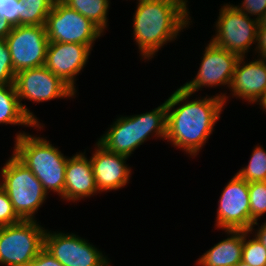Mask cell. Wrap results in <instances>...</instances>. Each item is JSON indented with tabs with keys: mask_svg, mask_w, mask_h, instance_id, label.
Segmentation results:
<instances>
[{
	"mask_svg": "<svg viewBox=\"0 0 266 266\" xmlns=\"http://www.w3.org/2000/svg\"><path fill=\"white\" fill-rule=\"evenodd\" d=\"M191 95L180 87L166 100L165 140H170L175 147L182 148L186 153L195 156L214 131L213 127L220 118L227 97L225 93H221L209 98L186 100ZM176 105L180 106L174 109Z\"/></svg>",
	"mask_w": 266,
	"mask_h": 266,
	"instance_id": "6da1fadb",
	"label": "cell"
},
{
	"mask_svg": "<svg viewBox=\"0 0 266 266\" xmlns=\"http://www.w3.org/2000/svg\"><path fill=\"white\" fill-rule=\"evenodd\" d=\"M186 0H140L133 17V36L144 59H151L189 26ZM187 25V26H186Z\"/></svg>",
	"mask_w": 266,
	"mask_h": 266,
	"instance_id": "7a4b0ae2",
	"label": "cell"
},
{
	"mask_svg": "<svg viewBox=\"0 0 266 266\" xmlns=\"http://www.w3.org/2000/svg\"><path fill=\"white\" fill-rule=\"evenodd\" d=\"M13 155L41 182L44 190L59 193L64 200L67 157L44 138L25 132L16 136Z\"/></svg>",
	"mask_w": 266,
	"mask_h": 266,
	"instance_id": "3957f363",
	"label": "cell"
},
{
	"mask_svg": "<svg viewBox=\"0 0 266 266\" xmlns=\"http://www.w3.org/2000/svg\"><path fill=\"white\" fill-rule=\"evenodd\" d=\"M166 125L165 101L151 112L118 118L98 142L111 152L129 157L138 146L150 138L151 133L154 132L157 137L165 139Z\"/></svg>",
	"mask_w": 266,
	"mask_h": 266,
	"instance_id": "277c9868",
	"label": "cell"
},
{
	"mask_svg": "<svg viewBox=\"0 0 266 266\" xmlns=\"http://www.w3.org/2000/svg\"><path fill=\"white\" fill-rule=\"evenodd\" d=\"M0 187L22 220H35V212L48 195L41 182L13 154L1 170Z\"/></svg>",
	"mask_w": 266,
	"mask_h": 266,
	"instance_id": "5b68a950",
	"label": "cell"
},
{
	"mask_svg": "<svg viewBox=\"0 0 266 266\" xmlns=\"http://www.w3.org/2000/svg\"><path fill=\"white\" fill-rule=\"evenodd\" d=\"M45 229L36 220H22L0 229V264L26 266L44 248Z\"/></svg>",
	"mask_w": 266,
	"mask_h": 266,
	"instance_id": "8992f818",
	"label": "cell"
},
{
	"mask_svg": "<svg viewBox=\"0 0 266 266\" xmlns=\"http://www.w3.org/2000/svg\"><path fill=\"white\" fill-rule=\"evenodd\" d=\"M14 86L22 110L36 125H40L38 119L25 104L21 103L22 99L39 103L55 98H73L76 94L68 84L52 73L45 65L16 73Z\"/></svg>",
	"mask_w": 266,
	"mask_h": 266,
	"instance_id": "52a82bcc",
	"label": "cell"
},
{
	"mask_svg": "<svg viewBox=\"0 0 266 266\" xmlns=\"http://www.w3.org/2000/svg\"><path fill=\"white\" fill-rule=\"evenodd\" d=\"M49 42L92 45L103 31L92 21L70 9L61 0L54 2L45 22Z\"/></svg>",
	"mask_w": 266,
	"mask_h": 266,
	"instance_id": "ba28073f",
	"label": "cell"
},
{
	"mask_svg": "<svg viewBox=\"0 0 266 266\" xmlns=\"http://www.w3.org/2000/svg\"><path fill=\"white\" fill-rule=\"evenodd\" d=\"M259 21L226 4L219 12L216 22V36L211 39L215 45L244 57L250 46L257 41Z\"/></svg>",
	"mask_w": 266,
	"mask_h": 266,
	"instance_id": "9c48e42d",
	"label": "cell"
},
{
	"mask_svg": "<svg viewBox=\"0 0 266 266\" xmlns=\"http://www.w3.org/2000/svg\"><path fill=\"white\" fill-rule=\"evenodd\" d=\"M5 39L15 73L45 65L49 44L45 25L14 26Z\"/></svg>",
	"mask_w": 266,
	"mask_h": 266,
	"instance_id": "30bf717a",
	"label": "cell"
},
{
	"mask_svg": "<svg viewBox=\"0 0 266 266\" xmlns=\"http://www.w3.org/2000/svg\"><path fill=\"white\" fill-rule=\"evenodd\" d=\"M44 249L64 266H109L102 252L73 233L45 231Z\"/></svg>",
	"mask_w": 266,
	"mask_h": 266,
	"instance_id": "8fae6325",
	"label": "cell"
},
{
	"mask_svg": "<svg viewBox=\"0 0 266 266\" xmlns=\"http://www.w3.org/2000/svg\"><path fill=\"white\" fill-rule=\"evenodd\" d=\"M218 202L216 227L250 231L249 183L236 174L223 189Z\"/></svg>",
	"mask_w": 266,
	"mask_h": 266,
	"instance_id": "7c38bea8",
	"label": "cell"
},
{
	"mask_svg": "<svg viewBox=\"0 0 266 266\" xmlns=\"http://www.w3.org/2000/svg\"><path fill=\"white\" fill-rule=\"evenodd\" d=\"M202 62L196 77L181 86L191 94L206 86L227 85L230 87L238 55L221 48L210 41L205 47Z\"/></svg>",
	"mask_w": 266,
	"mask_h": 266,
	"instance_id": "4fadbf2b",
	"label": "cell"
},
{
	"mask_svg": "<svg viewBox=\"0 0 266 266\" xmlns=\"http://www.w3.org/2000/svg\"><path fill=\"white\" fill-rule=\"evenodd\" d=\"M92 46L71 42H49L45 66L76 92L75 77L87 63Z\"/></svg>",
	"mask_w": 266,
	"mask_h": 266,
	"instance_id": "5bb4252c",
	"label": "cell"
},
{
	"mask_svg": "<svg viewBox=\"0 0 266 266\" xmlns=\"http://www.w3.org/2000/svg\"><path fill=\"white\" fill-rule=\"evenodd\" d=\"M90 158L98 191L118 190L129 183L131 169L126 165L128 156L111 152L99 142Z\"/></svg>",
	"mask_w": 266,
	"mask_h": 266,
	"instance_id": "9a60e30c",
	"label": "cell"
},
{
	"mask_svg": "<svg viewBox=\"0 0 266 266\" xmlns=\"http://www.w3.org/2000/svg\"><path fill=\"white\" fill-rule=\"evenodd\" d=\"M230 89L235 97H241L250 103L259 102L266 91V68L263 60L259 57L245 64L244 57H240Z\"/></svg>",
	"mask_w": 266,
	"mask_h": 266,
	"instance_id": "2e32d148",
	"label": "cell"
},
{
	"mask_svg": "<svg viewBox=\"0 0 266 266\" xmlns=\"http://www.w3.org/2000/svg\"><path fill=\"white\" fill-rule=\"evenodd\" d=\"M98 192L90 159L78 153L67 159L64 199L78 201Z\"/></svg>",
	"mask_w": 266,
	"mask_h": 266,
	"instance_id": "e0dca14e",
	"label": "cell"
},
{
	"mask_svg": "<svg viewBox=\"0 0 266 266\" xmlns=\"http://www.w3.org/2000/svg\"><path fill=\"white\" fill-rule=\"evenodd\" d=\"M230 235L207 250L196 263L199 266H235L242 260L244 230H225Z\"/></svg>",
	"mask_w": 266,
	"mask_h": 266,
	"instance_id": "ac0fdd59",
	"label": "cell"
},
{
	"mask_svg": "<svg viewBox=\"0 0 266 266\" xmlns=\"http://www.w3.org/2000/svg\"><path fill=\"white\" fill-rule=\"evenodd\" d=\"M25 125L41 128L36 125L22 110L14 84L0 85V124Z\"/></svg>",
	"mask_w": 266,
	"mask_h": 266,
	"instance_id": "d6986e66",
	"label": "cell"
},
{
	"mask_svg": "<svg viewBox=\"0 0 266 266\" xmlns=\"http://www.w3.org/2000/svg\"><path fill=\"white\" fill-rule=\"evenodd\" d=\"M70 9H73L92 21L103 32L107 28V12L109 0H61Z\"/></svg>",
	"mask_w": 266,
	"mask_h": 266,
	"instance_id": "ffe728a7",
	"label": "cell"
},
{
	"mask_svg": "<svg viewBox=\"0 0 266 266\" xmlns=\"http://www.w3.org/2000/svg\"><path fill=\"white\" fill-rule=\"evenodd\" d=\"M19 25H45L56 0H20Z\"/></svg>",
	"mask_w": 266,
	"mask_h": 266,
	"instance_id": "44dd1931",
	"label": "cell"
},
{
	"mask_svg": "<svg viewBox=\"0 0 266 266\" xmlns=\"http://www.w3.org/2000/svg\"><path fill=\"white\" fill-rule=\"evenodd\" d=\"M247 183L266 181V151L256 146L246 167L236 173Z\"/></svg>",
	"mask_w": 266,
	"mask_h": 266,
	"instance_id": "7402d4cb",
	"label": "cell"
},
{
	"mask_svg": "<svg viewBox=\"0 0 266 266\" xmlns=\"http://www.w3.org/2000/svg\"><path fill=\"white\" fill-rule=\"evenodd\" d=\"M250 232L258 225L259 217L266 213V181L249 183Z\"/></svg>",
	"mask_w": 266,
	"mask_h": 266,
	"instance_id": "603a6c76",
	"label": "cell"
},
{
	"mask_svg": "<svg viewBox=\"0 0 266 266\" xmlns=\"http://www.w3.org/2000/svg\"><path fill=\"white\" fill-rule=\"evenodd\" d=\"M250 231L244 230L242 261L251 266H266V248L255 236L247 240Z\"/></svg>",
	"mask_w": 266,
	"mask_h": 266,
	"instance_id": "cb8c5ba5",
	"label": "cell"
},
{
	"mask_svg": "<svg viewBox=\"0 0 266 266\" xmlns=\"http://www.w3.org/2000/svg\"><path fill=\"white\" fill-rule=\"evenodd\" d=\"M15 74L6 39H0V85L14 84Z\"/></svg>",
	"mask_w": 266,
	"mask_h": 266,
	"instance_id": "d4e9b609",
	"label": "cell"
},
{
	"mask_svg": "<svg viewBox=\"0 0 266 266\" xmlns=\"http://www.w3.org/2000/svg\"><path fill=\"white\" fill-rule=\"evenodd\" d=\"M22 219L16 214L7 193L0 187V226L16 224Z\"/></svg>",
	"mask_w": 266,
	"mask_h": 266,
	"instance_id": "484cf974",
	"label": "cell"
},
{
	"mask_svg": "<svg viewBox=\"0 0 266 266\" xmlns=\"http://www.w3.org/2000/svg\"><path fill=\"white\" fill-rule=\"evenodd\" d=\"M20 5V0H0V16L13 27L19 25Z\"/></svg>",
	"mask_w": 266,
	"mask_h": 266,
	"instance_id": "4316f807",
	"label": "cell"
},
{
	"mask_svg": "<svg viewBox=\"0 0 266 266\" xmlns=\"http://www.w3.org/2000/svg\"><path fill=\"white\" fill-rule=\"evenodd\" d=\"M235 7L247 15L257 16L256 20L260 21L266 11V0H244L242 6Z\"/></svg>",
	"mask_w": 266,
	"mask_h": 266,
	"instance_id": "83f0119b",
	"label": "cell"
},
{
	"mask_svg": "<svg viewBox=\"0 0 266 266\" xmlns=\"http://www.w3.org/2000/svg\"><path fill=\"white\" fill-rule=\"evenodd\" d=\"M26 266H64L44 248Z\"/></svg>",
	"mask_w": 266,
	"mask_h": 266,
	"instance_id": "f1b7e54d",
	"label": "cell"
},
{
	"mask_svg": "<svg viewBox=\"0 0 266 266\" xmlns=\"http://www.w3.org/2000/svg\"><path fill=\"white\" fill-rule=\"evenodd\" d=\"M256 51L261 59L266 58V26H258Z\"/></svg>",
	"mask_w": 266,
	"mask_h": 266,
	"instance_id": "f546056e",
	"label": "cell"
},
{
	"mask_svg": "<svg viewBox=\"0 0 266 266\" xmlns=\"http://www.w3.org/2000/svg\"><path fill=\"white\" fill-rule=\"evenodd\" d=\"M12 25L0 16V39H5L12 30Z\"/></svg>",
	"mask_w": 266,
	"mask_h": 266,
	"instance_id": "4dcf8cb0",
	"label": "cell"
},
{
	"mask_svg": "<svg viewBox=\"0 0 266 266\" xmlns=\"http://www.w3.org/2000/svg\"><path fill=\"white\" fill-rule=\"evenodd\" d=\"M256 231L257 232L255 233V236L266 248V222L263 223V225H261L260 228Z\"/></svg>",
	"mask_w": 266,
	"mask_h": 266,
	"instance_id": "1f68e13d",
	"label": "cell"
},
{
	"mask_svg": "<svg viewBox=\"0 0 266 266\" xmlns=\"http://www.w3.org/2000/svg\"><path fill=\"white\" fill-rule=\"evenodd\" d=\"M259 105L261 107H263L264 111L266 110V91L264 93V95L262 96V98L259 100Z\"/></svg>",
	"mask_w": 266,
	"mask_h": 266,
	"instance_id": "d6a6232c",
	"label": "cell"
},
{
	"mask_svg": "<svg viewBox=\"0 0 266 266\" xmlns=\"http://www.w3.org/2000/svg\"><path fill=\"white\" fill-rule=\"evenodd\" d=\"M258 26H266V11L263 17L260 19Z\"/></svg>",
	"mask_w": 266,
	"mask_h": 266,
	"instance_id": "836d02e7",
	"label": "cell"
},
{
	"mask_svg": "<svg viewBox=\"0 0 266 266\" xmlns=\"http://www.w3.org/2000/svg\"><path fill=\"white\" fill-rule=\"evenodd\" d=\"M235 266H251V265H249L248 263L240 260Z\"/></svg>",
	"mask_w": 266,
	"mask_h": 266,
	"instance_id": "e575fe53",
	"label": "cell"
},
{
	"mask_svg": "<svg viewBox=\"0 0 266 266\" xmlns=\"http://www.w3.org/2000/svg\"><path fill=\"white\" fill-rule=\"evenodd\" d=\"M264 64H265V68H266V58L265 59H262Z\"/></svg>",
	"mask_w": 266,
	"mask_h": 266,
	"instance_id": "d590c367",
	"label": "cell"
}]
</instances>
